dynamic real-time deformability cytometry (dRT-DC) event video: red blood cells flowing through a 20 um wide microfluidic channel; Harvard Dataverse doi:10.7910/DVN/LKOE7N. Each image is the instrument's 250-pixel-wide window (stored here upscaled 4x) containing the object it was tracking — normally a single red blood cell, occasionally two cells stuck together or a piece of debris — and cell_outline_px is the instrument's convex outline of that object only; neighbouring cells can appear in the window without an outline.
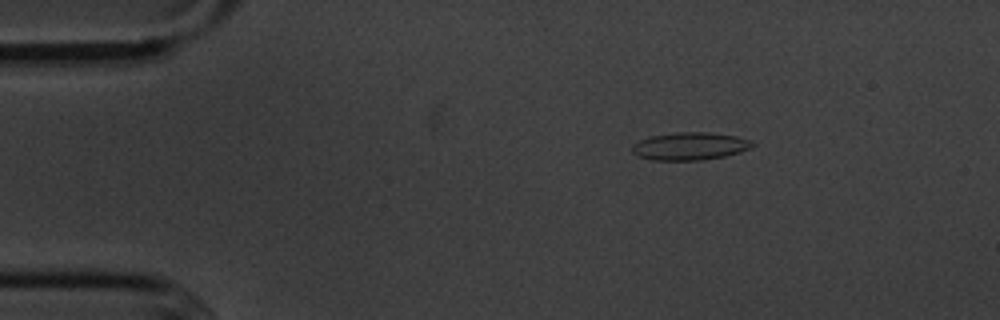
{"species": "common noctule bat (a hibernating species)", "species_latin": "Nyctalus noctula", "temperature_condition": "cold", "stored_images_in_passage": 47, "camera_frame_rate_fps": 3000, "um_per_image_px": 0.085, "animal": {"sex": "male", "body_mass_g": 20.1, "forearm_length_mm": 53.5}, "frame": {"image": 1, "passage_image": 1, "time_ms": 0.0, "image_size_px": [1000, 320], "cell_outline_px": [[756, 144], [740, 152], [724, 156], [700, 160], [652, 160], [636, 156], [632, 152], [632, 144], [640, 140], [652, 136], [676, 132], [708, 132], [736, 136], [752, 140]], "centroid_in_image_um": [58.63, 12.42], "position_along_channel_um": 26.4, "area_um2": 19.42}}
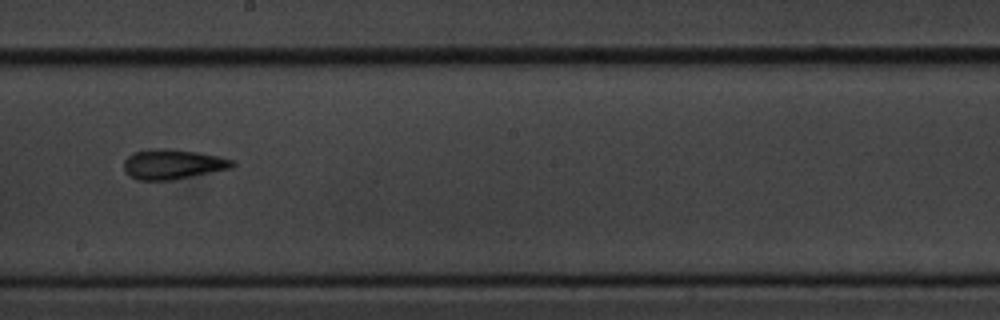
{"frame": {"image": 2, "passage_image": 23, "time_ms": 7.333, "image_size_px": [1000, 320], "cell_outline_px": [[236, 164], [232, 168], [172, 180], [136, 180], [128, 176], [124, 172], [124, 160], [132, 152], [148, 148], [164, 148], [196, 152], [216, 156], [232, 160]], "centroid_in_image_um": [14.61, 13.96], "position_along_channel_um": 233.6, "area_um2": 19.02}}
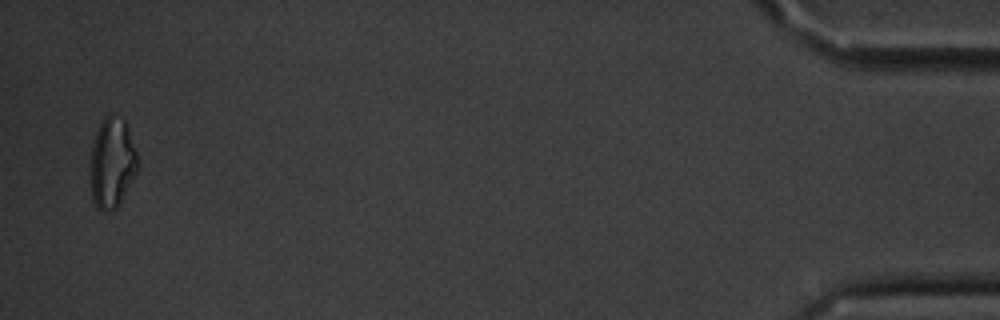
{"frame": {"image": 3, "passage_image": 46, "time_ms": 15.0, "image_size_px": [1000, 320], "cell_outline_px": [[140, 168], [120, 204], [112, 212], [104, 212], [96, 208], [92, 196], [88, 168], [88, 164], [96, 132], [104, 116], [108, 112], [112, 112], [124, 116], [140, 164]], "centroid_in_image_um": [9.53, 13.84], "position_along_channel_um": 425.7, "area_um2": 26.07}, "authors_computed_cell_mechanics": {"area_um2": 18.785, "velocity_mm_per_s": 3.6264, "shape_relaxation_time_tau1_ms": 3.0855, "shape_relaxation_time_tau2_ms": 3.0887, "deformation_change_tau1": 0.105, "deformation_change_tau2": 0.1137}}